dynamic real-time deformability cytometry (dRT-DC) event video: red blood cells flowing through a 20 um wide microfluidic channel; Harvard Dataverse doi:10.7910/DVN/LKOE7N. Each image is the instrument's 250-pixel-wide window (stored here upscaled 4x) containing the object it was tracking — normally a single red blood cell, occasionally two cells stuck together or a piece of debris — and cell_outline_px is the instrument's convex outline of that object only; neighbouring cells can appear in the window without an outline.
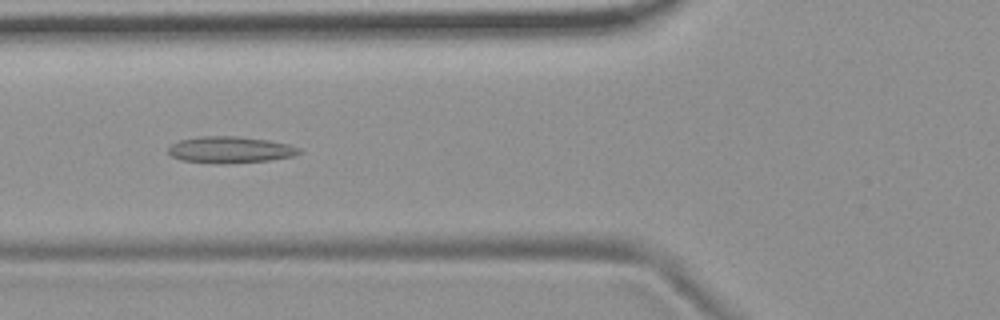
{"species": "common noctule bat (a hibernating species)", "species_latin": "Nyctalus noctula", "temperature_condition": "room temperature", "stored_images_in_passage": 54, "camera_frame_rate_fps": 3000, "um_per_image_px": 0.085, "animal": {"sex": "female", "body_mass_g": 19.9}, "frame": {"image": 1, "passage_image": 20, "time_ms": 6.333, "image_size_px": [1000, 320], "cell_outline_px": [[304, 152], [292, 156], [268, 160], [224, 164], [220, 164], [180, 160], [172, 156], [168, 152], [168, 148], [172, 144], [180, 140], [200, 136], [240, 136], [268, 140], [288, 144], [300, 148]], "centroid_in_image_um": [19.57, 12.73], "position_along_channel_um": 106.2, "area_um2": 20.29}}
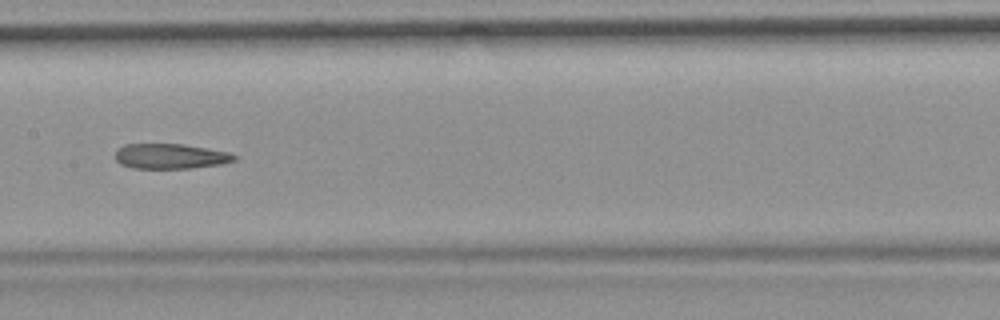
{"frame": {"image": 2, "passage_image": 27, "time_ms": 8.667, "image_size_px": [1000, 320], "cell_outline_px": [[236, 160], [220, 164], [192, 168], [132, 168], [120, 164], [116, 160], [116, 148], [124, 144], [184, 144], [208, 148], [228, 152], [236, 156]], "centroid_in_image_um": [14.46, 13.27], "position_along_channel_um": 192.9, "area_um2": 17.46}}
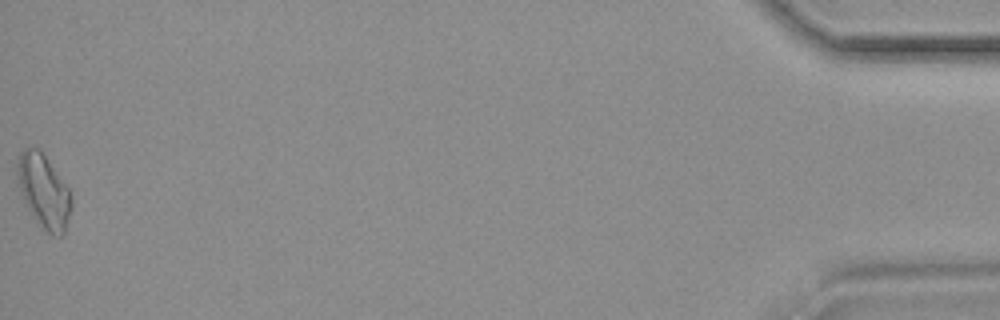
{"frame": {"image": 3, "passage_image": 54, "time_ms": 17.667, "image_size_px": [1000, 320], "cell_outline_px": [[72, 208], [64, 232], [60, 236], [52, 236], [36, 220], [28, 208], [16, 184], [16, 168], [20, 152], [24, 148], [40, 148], [68, 188], [72, 200]], "centroid_in_image_um": [3.7, 16.23], "position_along_channel_um": 431.5, "area_um2": 23.18}, "authors_computed_cell_mechanics": {"area_um2": 19.7098, "velocity_mm_per_s": 3.7125, "shape_relaxation_time_tau1_ms": null, "shape_relaxation_time_tau2_ms": 5.6144, "deformation_change_tau1": null, "deformation_change_tau2": 0.1644}}